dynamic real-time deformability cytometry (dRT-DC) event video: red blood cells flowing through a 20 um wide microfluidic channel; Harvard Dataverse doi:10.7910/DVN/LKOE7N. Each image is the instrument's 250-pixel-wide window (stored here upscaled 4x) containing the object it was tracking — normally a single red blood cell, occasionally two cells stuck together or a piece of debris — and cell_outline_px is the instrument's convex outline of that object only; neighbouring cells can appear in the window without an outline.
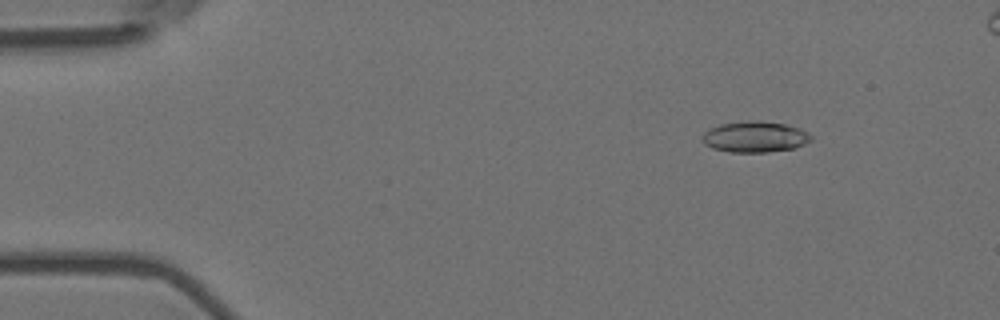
{"species": "Egyptian fruit bat (a non-hibernating species)", "species_latin": "Rousettus aegyptiacus", "temperature_condition": "room temperature", "stored_images_in_passage": 8, "camera_frame_rate_fps": 3000, "um_per_image_px": 0.085, "animal": {"sex": "female"}, "frame": {"image": 1, "passage_image": 2, "time_ms": 0.333, "image_size_px": [1000, 320], "cell_outline_px": [[812, 140], [796, 148], [768, 152], [728, 152], [712, 148], [704, 144], [700, 140], [700, 136], [708, 128], [720, 124], [748, 120], [760, 120], [784, 124], [800, 128], [808, 132], [812, 136]], "centroid_in_image_um": [64.13, 11.63], "position_along_channel_um": 20.9, "area_um2": 20.06}}
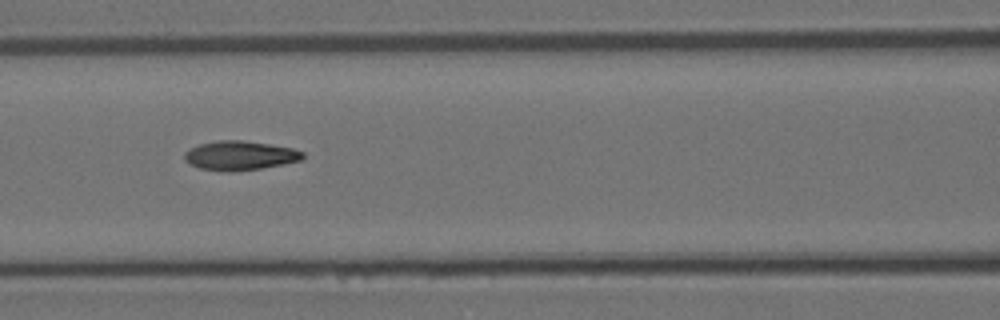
{"frame": {"image": 2, "passage_image": 7, "time_ms": 2.0, "image_size_px": [1000, 320], "cell_outline_px": [[304, 156], [300, 160], [284, 164], [260, 168], [232, 172], [228, 172], [200, 168], [188, 164], [184, 160], [184, 152], [200, 144], [216, 140], [244, 140], [292, 148], [304, 152]], "centroid_in_image_um": [20.36, 13.22], "position_along_channel_um": 146.2, "area_um2": 20.11}}
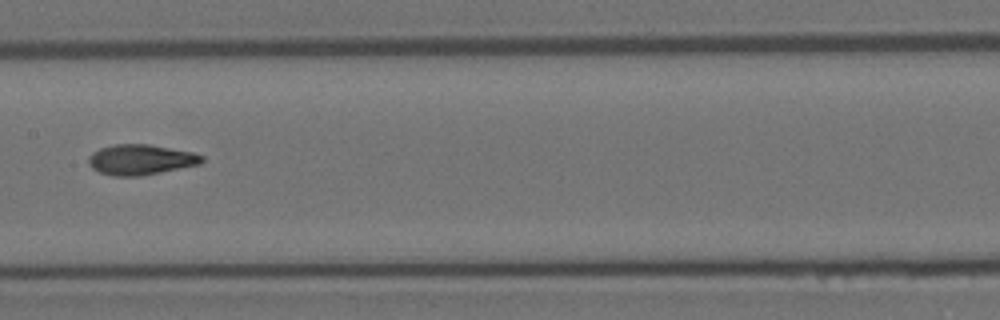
{"frame": {"image": 3, "passage_image": 8, "time_ms": 2.333, "image_size_px": [1000, 320], "cell_outline_px": [[204, 160], [200, 164], [140, 176], [112, 176], [100, 172], [92, 168], [88, 164], [88, 156], [92, 152], [100, 148], [112, 144], [148, 144], [192, 152], [204, 156]], "centroid_in_image_um": [11.93, 13.56], "position_along_channel_um": 195.5, "area_um2": 20.06}}